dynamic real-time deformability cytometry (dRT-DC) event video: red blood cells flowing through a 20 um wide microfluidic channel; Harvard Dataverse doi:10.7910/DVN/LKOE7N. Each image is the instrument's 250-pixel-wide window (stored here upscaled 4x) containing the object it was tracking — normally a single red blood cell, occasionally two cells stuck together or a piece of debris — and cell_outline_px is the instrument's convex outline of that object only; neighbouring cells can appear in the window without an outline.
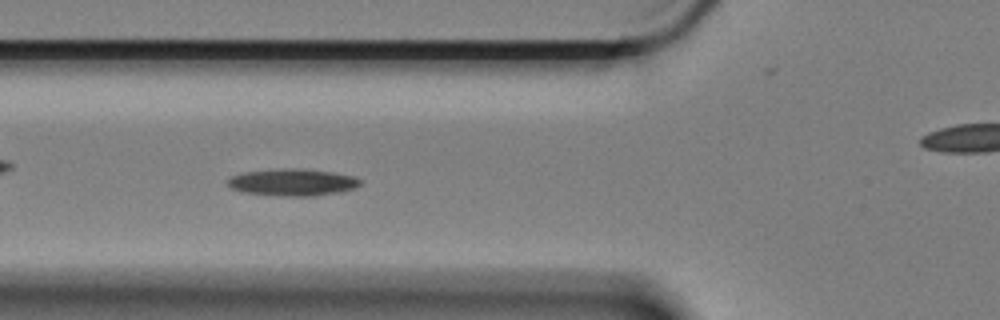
{"species": "Egyptian fruit bat (a non-hibernating species)", "species_latin": "Rousettus aegyptiacus", "temperature_condition": "cold", "stored_images_in_passage": 61, "camera_frame_rate_fps": 3000, "um_per_image_px": 0.085, "animal": {"sex": "female"}, "frame": {"image": 1, "passage_image": 22, "time_ms": 7.0, "image_size_px": [1000, 320], "cell_outline_px": [[364, 180], [356, 188], [340, 192], [316, 196], [284, 196], [244, 192], [228, 188], [228, 180], [232, 176], [240, 172], [280, 168], [300, 168], [332, 172], [356, 176]], "centroid_in_image_um": [24.9, 15.49], "position_along_channel_um": 100.9, "area_um2": 21.21}}
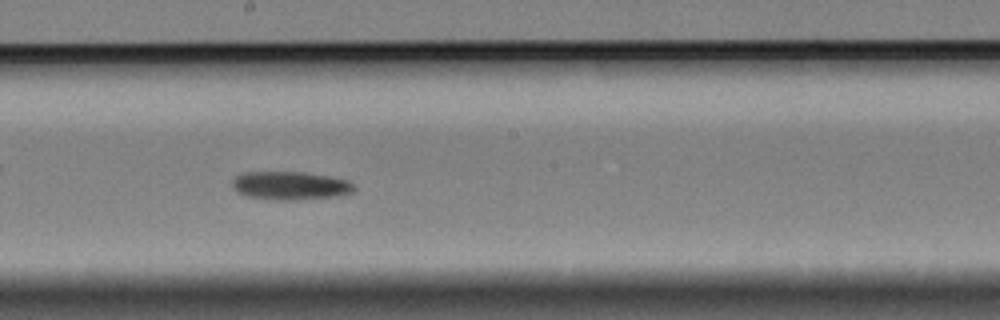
{"frame": {"image": 2, "passage_image": 33, "time_ms": 10.667, "image_size_px": [1000, 320], "cell_outline_px": [[356, 188], [352, 192], [336, 196], [296, 200], [276, 200], [248, 196], [236, 192], [232, 188], [232, 180], [240, 172], [304, 172], [328, 176], [348, 180]], "centroid_in_image_um": [24.63, 15.77], "position_along_channel_um": 223.6, "area_um2": 20.17}}
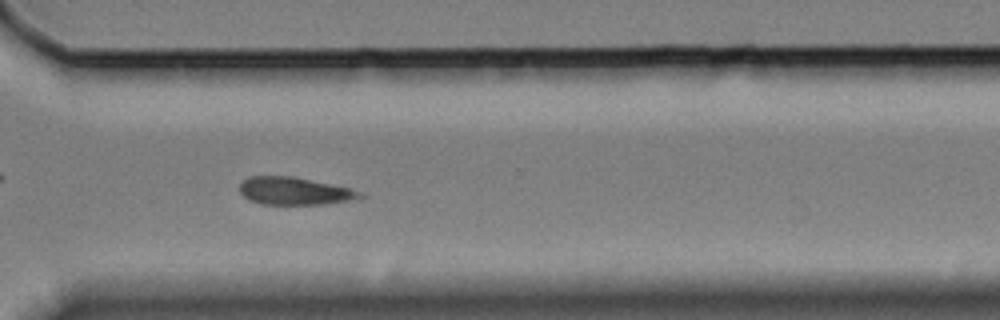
{"frame": {"image": 3, "passage_image": 44, "time_ms": 14.333, "image_size_px": [1000, 320], "cell_outline_px": [[368, 196], [348, 200], [324, 204], [260, 204], [248, 200], [240, 192], [240, 180], [248, 176], [292, 176], [352, 188], [364, 192]], "centroid_in_image_um": [25.03, 16.23], "position_along_channel_um": 345.6, "area_um2": 19.59}}